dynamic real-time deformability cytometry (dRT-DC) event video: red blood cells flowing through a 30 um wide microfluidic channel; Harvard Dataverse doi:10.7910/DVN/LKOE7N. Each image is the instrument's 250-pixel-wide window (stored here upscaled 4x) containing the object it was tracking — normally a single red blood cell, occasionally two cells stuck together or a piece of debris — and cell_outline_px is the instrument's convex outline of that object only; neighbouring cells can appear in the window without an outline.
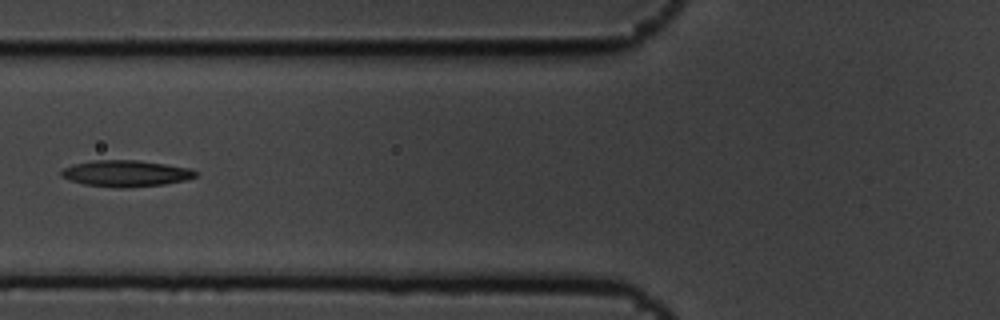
{"species": "common noctule bat (a hibernating species)", "species_latin": "Nyctalus noctula", "temperature_condition": "cold", "stored_images_in_passage": 7, "camera_frame_rate_fps": 3000, "um_per_image_px": 0.085, "animal": {"sex": "male", "body_mass_g": 19.5, "forearm_length_mm": 54.6}, "frame": {"image": 1, "passage_image": 4, "time_ms": 1.0, "image_size_px": [1000, 320], "cell_outline_px": [[196, 176], [184, 180], [164, 184], [124, 188], [120, 188], [84, 184], [60, 176], [60, 172], [64, 168], [76, 164], [92, 160], [136, 160], [164, 164], [188, 168], [196, 172]], "centroid_in_image_um": [10.67, 14.74], "position_along_channel_um": 115.1, "area_um2": 20.23}}
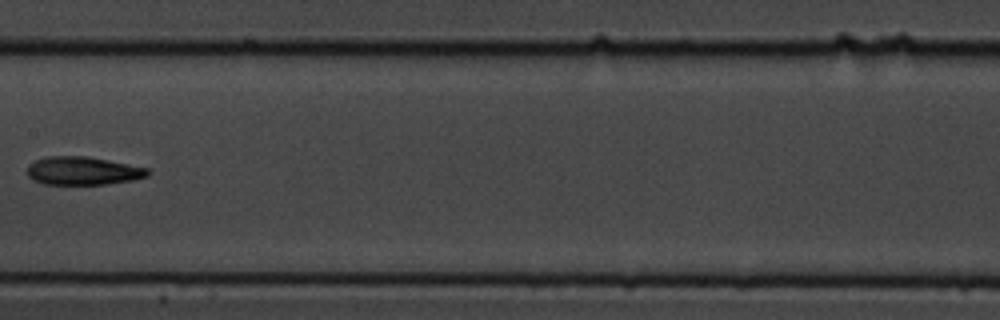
{"frame": {"image": 2, "passage_image": 6, "time_ms": 1.667, "image_size_px": [1000, 320], "cell_outline_px": [[148, 176], [132, 180], [104, 184], [44, 184], [32, 180], [28, 176], [28, 164], [44, 156], [84, 156], [148, 168]], "centroid_in_image_um": [6.99, 14.52], "position_along_channel_um": 200.4, "area_um2": 19.59}}
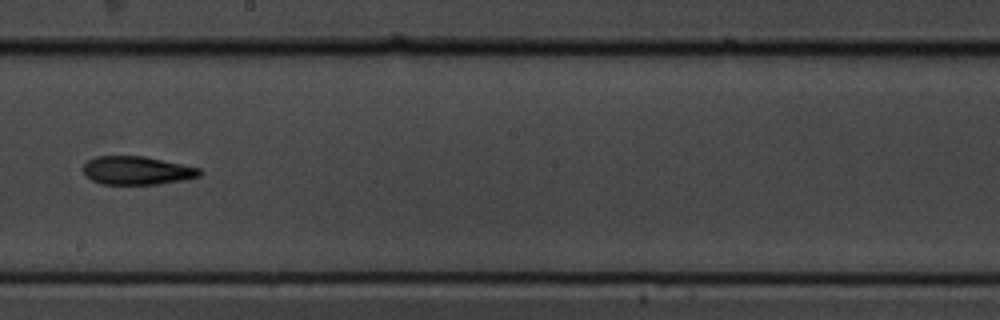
{"frame": {"image": 3, "passage_image": 7, "time_ms": 2.0, "image_size_px": [1000, 320], "cell_outline_px": [[204, 172], [200, 176], [188, 180], [156, 184], [100, 184], [84, 176], [84, 164], [88, 160], [96, 156], [144, 156], [200, 168]], "centroid_in_image_um": [11.67, 14.5], "position_along_channel_um": 236.5, "area_um2": 19.42}}